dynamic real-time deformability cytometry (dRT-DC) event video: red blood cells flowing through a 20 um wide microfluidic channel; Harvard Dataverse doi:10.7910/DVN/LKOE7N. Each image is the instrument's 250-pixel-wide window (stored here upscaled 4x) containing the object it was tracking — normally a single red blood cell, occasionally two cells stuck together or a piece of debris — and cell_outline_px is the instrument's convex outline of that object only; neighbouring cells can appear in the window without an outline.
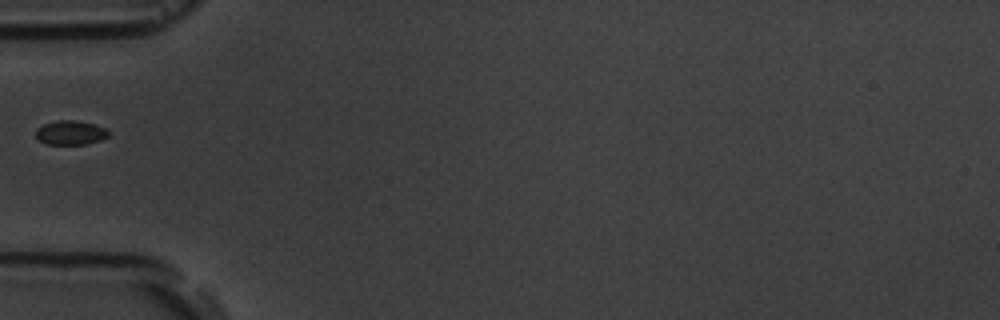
{"species": "common noctule bat (a hibernating species)", "species_latin": "Nyctalus noctula", "temperature_condition": "room temperature", "stored_images_in_passage": 1, "camera_frame_rate_fps": 3000, "um_per_image_px": 0.085, "animal": {"sex": "male", "body_mass_g": 19.5, "forearm_length_mm": 54.6}, "frame": {"image": 1, "passage_image": 1, "time_ms": 0.0, "image_size_px": [1000, 320], "cell_outline_px": [[108, 136], [100, 140], [88, 144], [44, 144], [36, 136], [36, 128], [44, 124], [56, 120], [76, 120], [92, 124], [104, 128], [108, 132]], "centroid_in_image_um": [5.96, 11.28], "position_along_channel_um": 79.0, "area_um2": 10.17}}